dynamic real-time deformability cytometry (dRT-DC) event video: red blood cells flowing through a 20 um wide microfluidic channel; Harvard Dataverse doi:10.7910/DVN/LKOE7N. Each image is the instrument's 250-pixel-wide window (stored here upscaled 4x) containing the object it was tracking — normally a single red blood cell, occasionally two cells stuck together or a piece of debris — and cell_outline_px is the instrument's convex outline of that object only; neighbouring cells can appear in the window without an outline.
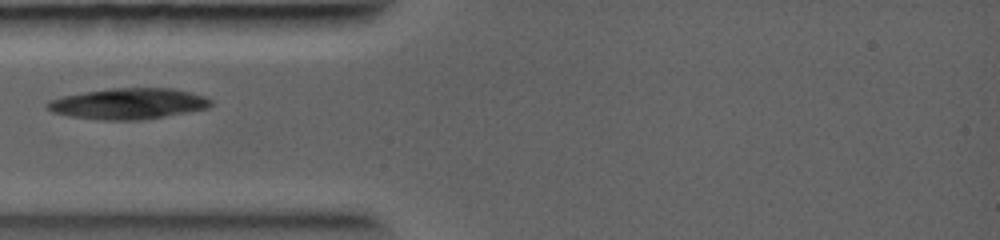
{"species": "common noctule bat (a hibernating species)", "species_latin": "Nyctalus noctula", "temperature_condition": "warm", "stored_images_in_passage": 17, "camera_frame_rate_fps": 5000, "um_per_image_px": 0.085, "animal": {"sex": "female", "body_mass_g": 19.0, "forearm_length_mm": 56.7}, "frame": {"image": 1, "passage_image": 1, "time_ms": 0.0, "image_size_px": [1000, 240], "cell_outline_px": [[212, 104], [208, 108], [164, 116], [140, 120], [100, 120], [68, 116], [52, 112], [44, 108], [44, 104], [48, 100], [64, 96], [112, 88], [172, 88], [204, 96], [212, 100]], "centroid_in_image_um": [10.86, 8.82], "position_along_channel_um": 74.1, "area_um2": 29.36}}
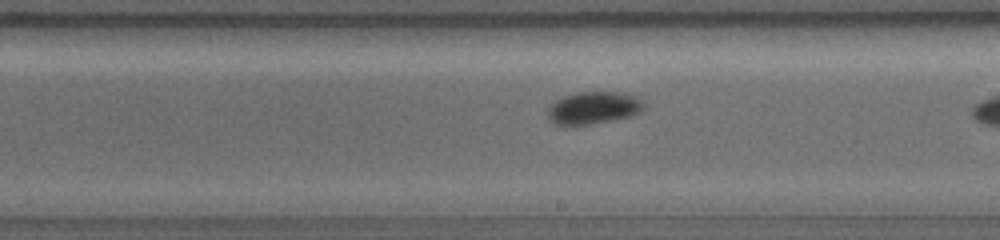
{"frame": {"image": 2, "passage_image": 12, "time_ms": 2.6, "image_size_px": [1000, 240], "cell_outline_px": [[644, 108], [640, 112], [632, 116], [592, 124], [564, 128], [548, 120], [548, 108], [556, 100], [564, 96], [576, 92], [624, 92], [636, 96], [644, 104]], "centroid_in_image_um": [50.41, 9.2], "position_along_channel_um": 238.6, "area_um2": 18.61}}